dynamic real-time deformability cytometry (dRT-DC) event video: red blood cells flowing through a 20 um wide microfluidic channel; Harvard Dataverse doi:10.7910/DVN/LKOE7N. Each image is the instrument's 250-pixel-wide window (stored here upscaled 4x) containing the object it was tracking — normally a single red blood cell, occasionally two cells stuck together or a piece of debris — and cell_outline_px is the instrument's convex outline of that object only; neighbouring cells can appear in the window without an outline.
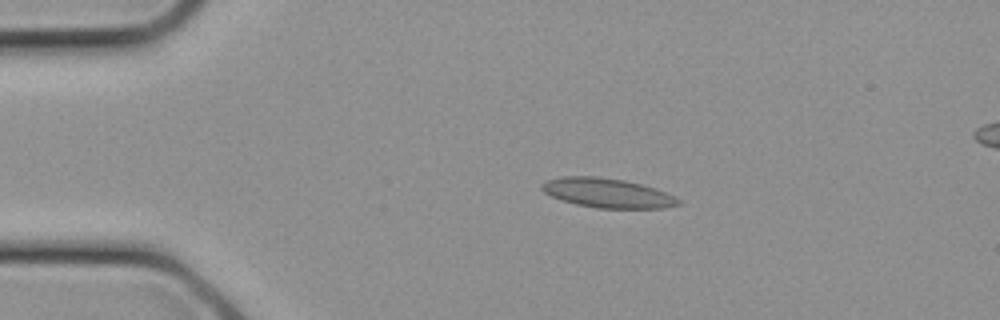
{"species": "common noctule bat (a hibernating species)", "species_latin": "Nyctalus noctula", "temperature_condition": "cold", "stored_images_in_passage": 12, "camera_frame_rate_fps": 3000, "um_per_image_px": 0.085, "animal": {"sex": "female", "body_mass_g": 21.9}, "frame": {"image": 1, "passage_image": 6, "time_ms": 1.667, "image_size_px": [1000, 320], "cell_outline_px": [[680, 204], [664, 208], [596, 208], [576, 204], [560, 200], [544, 192], [540, 188], [540, 184], [544, 180], [564, 176], [596, 176], [624, 180], [656, 188], [680, 200]], "centroid_in_image_um": [51.56, 16.4], "position_along_channel_um": 33.4, "area_um2": 23.41}}
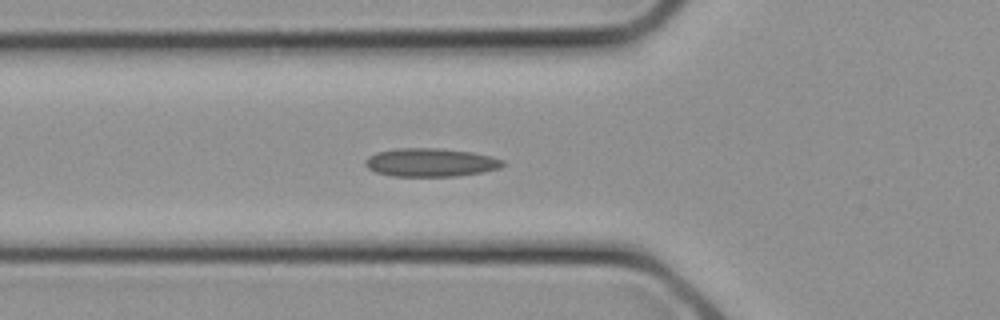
{"frame": {"image": 2, "passage_image": 10, "time_ms": 3.0, "image_size_px": [1000, 320], "cell_outline_px": [[504, 164], [500, 168], [484, 172], [456, 176], [392, 176], [376, 172], [368, 168], [364, 164], [364, 160], [368, 156], [376, 152], [396, 148], [440, 148], [472, 152], [492, 156], [504, 160]], "centroid_in_image_um": [36.6, 13.8], "position_along_channel_um": 89.2, "area_um2": 22.95}}
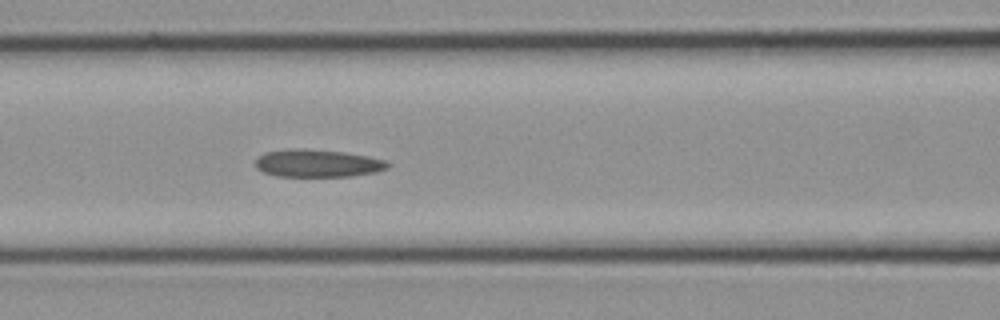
{"frame": {"image": 3, "passage_image": 12, "time_ms": 3.667, "image_size_px": [1000, 320], "cell_outline_px": [[392, 164], [388, 168], [376, 172], [352, 176], [276, 176], [264, 172], [256, 168], [256, 160], [264, 152], [288, 148], [304, 148], [344, 152], [368, 156], [388, 160]], "centroid_in_image_um": [27.03, 13.87], "position_along_channel_um": 139.6, "area_um2": 21.56}}